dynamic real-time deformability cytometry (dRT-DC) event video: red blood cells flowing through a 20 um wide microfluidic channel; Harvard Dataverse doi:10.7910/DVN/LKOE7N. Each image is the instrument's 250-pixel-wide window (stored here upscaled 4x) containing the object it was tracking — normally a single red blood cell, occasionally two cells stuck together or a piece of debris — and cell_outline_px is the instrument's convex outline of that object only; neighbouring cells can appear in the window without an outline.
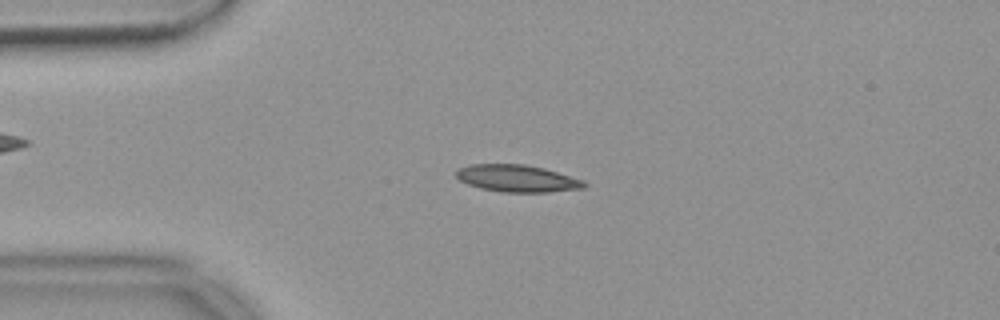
{"species": "common noctule bat (a hibernating species)", "species_latin": "Nyctalus noctula", "temperature_condition": "warm", "stored_images_in_passage": 54, "camera_frame_rate_fps": 3000, "um_per_image_px": 0.085, "animal": {"sex": "female", "body_mass_g": 18.4}, "frame": {"image": 1, "passage_image": 12, "time_ms": 3.667, "image_size_px": [1000, 320], "cell_outline_px": [[588, 184], [584, 188], [548, 192], [500, 192], [480, 188], [468, 184], [460, 180], [456, 176], [456, 172], [460, 168], [468, 164], [524, 164], [544, 168], [584, 180]], "centroid_in_image_um": [43.97, 15.16], "position_along_channel_um": 41.0, "area_um2": 20.23}}
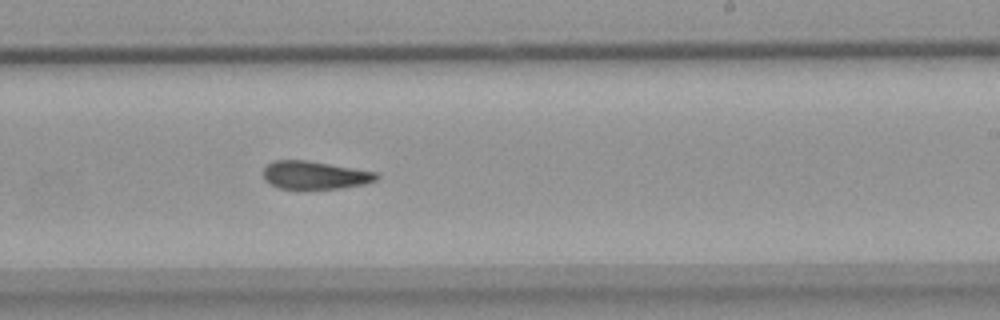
{"frame": {"image": 2, "passage_image": 32, "time_ms": 10.333, "image_size_px": [1000, 320], "cell_outline_px": [[380, 176], [376, 180], [364, 184], [340, 188], [280, 188], [264, 180], [264, 168], [272, 160], [308, 160], [376, 172]], "centroid_in_image_um": [26.76, 14.87], "position_along_channel_um": 262.2, "area_um2": 18.26}}
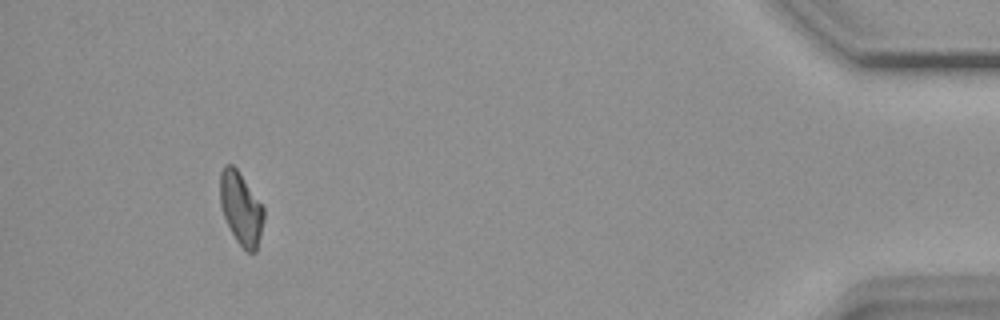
{"frame": {"image": 3, "passage_image": 50, "time_ms": 16.333, "image_size_px": [1000, 320], "cell_outline_px": [[264, 220], [256, 252], [248, 252], [236, 240], [224, 216], [220, 204], [220, 172], [224, 164], [232, 164], [236, 168], [264, 208]], "centroid_in_image_um": [20.48, 17.7], "position_along_channel_um": 414.7, "area_um2": 18.21}, "authors_computed_cell_mechanics": {"area_um2": 19.2185, "velocity_mm_per_s": 3.6778, "shape_relaxation_time_tau1_ms": null, "shape_relaxation_time_tau2_ms": 5.3199, "deformation_change_tau1": null, "deformation_change_tau2": 0.1212}}